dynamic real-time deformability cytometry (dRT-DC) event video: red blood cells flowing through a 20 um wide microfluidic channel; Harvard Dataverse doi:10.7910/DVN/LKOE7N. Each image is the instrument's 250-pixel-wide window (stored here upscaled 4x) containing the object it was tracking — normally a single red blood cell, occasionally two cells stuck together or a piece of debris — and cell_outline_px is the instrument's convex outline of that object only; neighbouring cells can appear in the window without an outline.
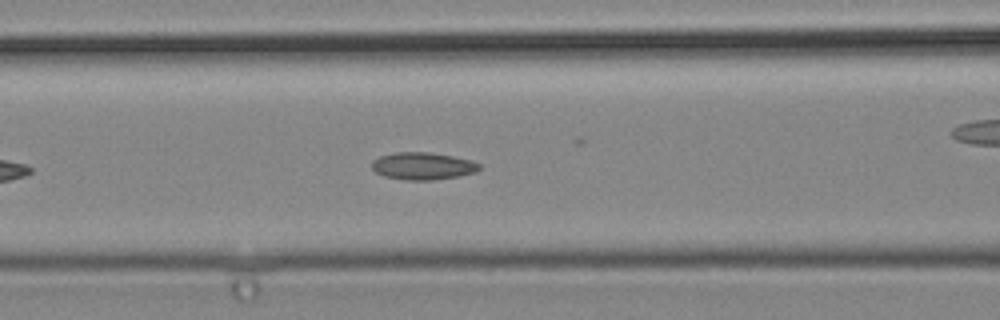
{"species": "common noctule bat (a hibernating species)", "species_latin": "Nyctalus noctula", "temperature_condition": "cold", "stored_images_in_passage": 33, "camera_frame_rate_fps": 3000, "um_per_image_px": 0.085, "animal": {"sex": "male", "body_mass_g": 19.2, "forearm_length_mm": 51.8}, "frame": {"image": 1, "passage_image": 6, "time_ms": 1.667, "image_size_px": [1000, 320], "cell_outline_px": [[480, 168], [476, 172], [460, 176], [432, 180], [404, 180], [384, 176], [376, 172], [372, 168], [372, 160], [380, 156], [396, 152], [428, 152], [452, 156], [468, 160], [480, 164]], "centroid_in_image_um": [35.92, 14.12], "position_along_channel_um": 130.7, "area_um2": 17.05}}
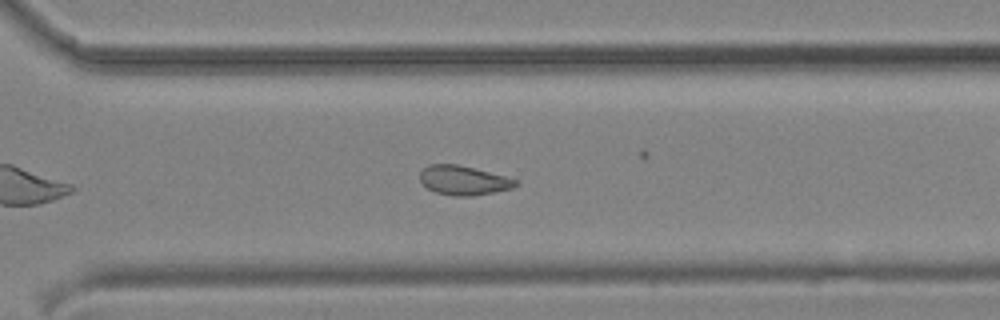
{"frame": {"image": 2, "passage_image": 19, "time_ms": 6.0, "image_size_px": [1000, 320], "cell_outline_px": [[520, 184], [512, 188], [496, 192], [472, 196], [452, 196], [436, 192], [428, 188], [420, 180], [420, 172], [428, 164], [456, 164], [520, 180]], "centroid_in_image_um": [39.43, 15.34], "position_along_channel_um": 331.2, "area_um2": 16.3}}